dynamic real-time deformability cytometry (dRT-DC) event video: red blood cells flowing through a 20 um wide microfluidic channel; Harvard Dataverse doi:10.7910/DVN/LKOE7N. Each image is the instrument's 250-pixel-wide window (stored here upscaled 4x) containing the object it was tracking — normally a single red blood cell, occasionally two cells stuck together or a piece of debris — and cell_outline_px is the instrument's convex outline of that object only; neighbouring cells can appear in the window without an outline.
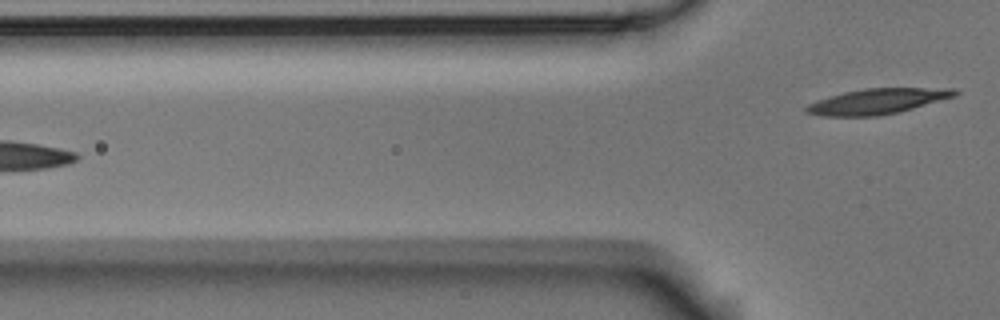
{"species": "Egyptian fruit bat (a non-hibernating species)", "species_latin": "Rousettus aegyptiacus", "temperature_condition": "room temperature", "stored_images_in_passage": 6, "camera_frame_rate_fps": 3000, "um_per_image_px": 0.085, "animal": {"sex": "male"}, "frame": {"image": 1, "passage_image": 6, "time_ms": 6.0, "image_size_px": [1000, 320], "cell_outline_px": [[960, 92], [956, 96], [900, 112], [876, 116], [820, 116], [804, 112], [804, 108], [808, 104], [816, 100], [828, 96], [844, 92], [864, 88], [956, 88]], "centroid_in_image_um": [74.58, 8.61], "position_along_channel_um": 51.2, "area_um2": 22.25}}